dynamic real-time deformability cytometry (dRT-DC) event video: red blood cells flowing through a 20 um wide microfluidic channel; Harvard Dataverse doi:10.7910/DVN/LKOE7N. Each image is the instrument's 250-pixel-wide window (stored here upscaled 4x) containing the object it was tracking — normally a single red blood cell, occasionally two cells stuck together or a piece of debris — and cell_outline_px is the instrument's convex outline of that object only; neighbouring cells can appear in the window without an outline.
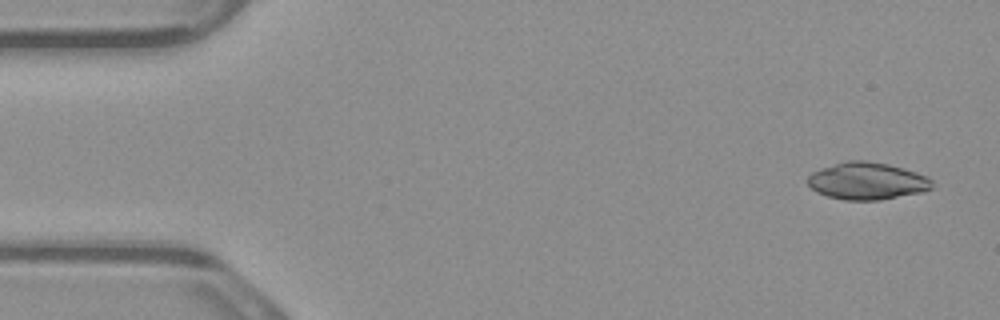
{"species": "common noctule bat (a hibernating species)", "species_latin": "Nyctalus noctula", "temperature_condition": "warm", "stored_images_in_passage": 4, "camera_frame_rate_fps": 3000, "um_per_image_px": 0.085, "animal": {"sex": "male", "body_mass_g": 23.1, "forearm_length_mm": 52.7}, "frame": {"image": 1, "passage_image": 1, "time_ms": 0.0, "image_size_px": [1000, 320], "cell_outline_px": [[932, 188], [924, 192], [880, 200], [844, 200], [828, 196], [816, 192], [808, 184], [808, 176], [812, 172], [820, 168], [848, 160], [868, 160], [888, 164], [904, 168], [916, 172], [932, 180]], "centroid_in_image_um": [73.7, 15.38], "position_along_channel_um": 11.3, "area_um2": 27.05}}